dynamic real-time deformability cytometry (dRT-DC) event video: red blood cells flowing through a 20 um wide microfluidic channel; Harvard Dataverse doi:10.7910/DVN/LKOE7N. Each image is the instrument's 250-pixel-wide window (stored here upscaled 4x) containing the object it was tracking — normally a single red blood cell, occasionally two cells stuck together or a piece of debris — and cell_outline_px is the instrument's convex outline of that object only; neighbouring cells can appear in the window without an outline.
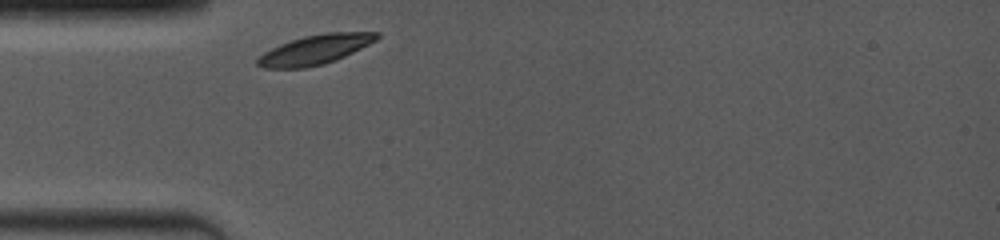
{"species": "common noctule bat (a hibernating species)", "species_latin": "Nyctalus noctula", "temperature_condition": "room temperature", "stored_images_in_passage": 16, "camera_frame_rate_fps": 4000, "um_per_image_px": 0.085, "animal": {"sex": "female", "body_mass_g": 19.0, "forearm_length_mm": 53.3}, "frame": {"image": 1, "passage_image": 1, "time_ms": 0.0, "image_size_px": [1000, 240], "cell_outline_px": [[380, 36], [376, 40], [336, 60], [324, 64], [304, 68], [264, 68], [256, 64], [256, 60], [264, 52], [280, 44], [304, 36], [328, 32], [380, 32]], "centroid_in_image_um": [26.78, 4.22], "position_along_channel_um": 58.2, "area_um2": 20.29}}
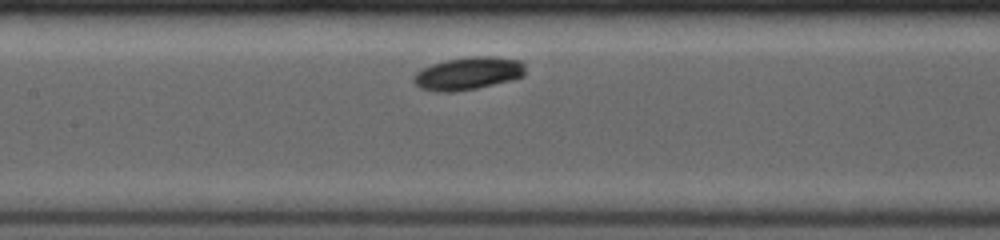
{"frame": {"image": 2, "passage_image": 7, "time_ms": 3.0, "image_size_px": [1000, 240], "cell_outline_px": [[524, 76], [512, 80], [476, 88], [452, 92], [436, 92], [420, 88], [412, 80], [412, 76], [416, 72], [432, 64], [444, 60], [472, 56], [496, 56], [520, 60], [524, 64]], "centroid_in_image_um": [39.78, 6.24], "position_along_channel_um": 167.6, "area_um2": 21.44}}
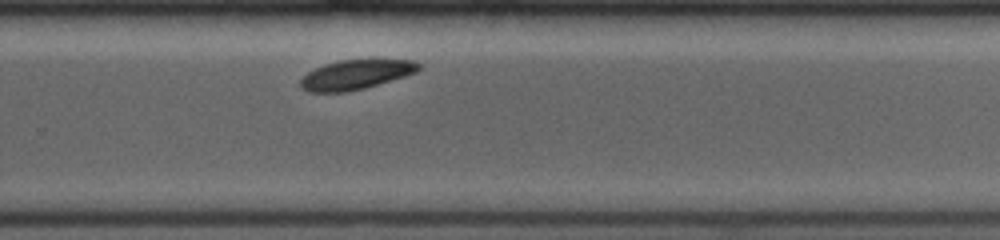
{"frame": {"image": 3, "passage_image": 14, "time_ms": 6.5, "image_size_px": [1000, 240], "cell_outline_px": [[420, 68], [416, 72], [404, 76], [364, 88], [348, 92], [308, 92], [300, 88], [300, 80], [308, 72], [324, 64], [340, 60], [412, 60], [420, 64]], "centroid_in_image_um": [30.2, 6.35], "position_along_channel_um": 299.6, "area_um2": 20.11}}